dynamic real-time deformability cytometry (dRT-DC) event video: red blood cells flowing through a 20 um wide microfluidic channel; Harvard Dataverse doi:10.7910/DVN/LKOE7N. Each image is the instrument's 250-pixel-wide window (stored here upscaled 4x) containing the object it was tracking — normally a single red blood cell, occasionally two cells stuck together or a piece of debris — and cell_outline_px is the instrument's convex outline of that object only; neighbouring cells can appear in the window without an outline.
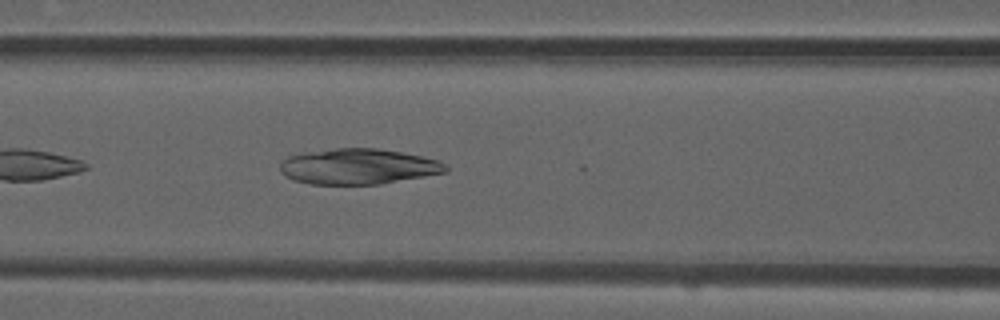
{"species": "common noctule bat (a hibernating species)", "species_latin": "Nyctalus noctula", "temperature_condition": "room temperature", "stored_images_in_passage": 21, "camera_frame_rate_fps": 3000, "um_per_image_px": 0.085, "animal": {"sex": "male", "forearm_length_mm": 52.5}, "frame": {"image": 1, "passage_image": 17, "time_ms": 5.333, "image_size_px": [1000, 320], "cell_outline_px": [[448, 172], [380, 184], [312, 184], [292, 180], [284, 176], [280, 172], [280, 164], [288, 156], [304, 152], [336, 148], [376, 148], [400, 152], [440, 160], [448, 168]], "centroid_in_image_um": [30.43, 14.15], "position_along_channel_um": 136.2, "area_um2": 34.39}}